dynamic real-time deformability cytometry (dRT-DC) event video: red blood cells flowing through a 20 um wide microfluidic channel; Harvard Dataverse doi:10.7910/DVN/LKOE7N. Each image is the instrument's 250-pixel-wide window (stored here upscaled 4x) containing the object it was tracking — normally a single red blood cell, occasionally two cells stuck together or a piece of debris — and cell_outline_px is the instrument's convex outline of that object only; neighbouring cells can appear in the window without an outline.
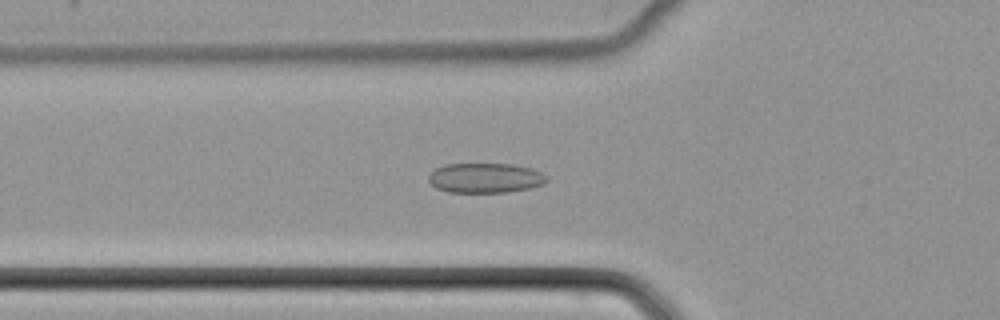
{"species": "common noctule bat (a hibernating species)", "species_latin": "Nyctalus noctula", "temperature_condition": "cold", "stored_images_in_passage": 42, "camera_frame_rate_fps": 3000, "um_per_image_px": 0.085, "animal": {"sex": "female", "body_mass_g": 22.7, "forearm_length_mm": 54.2}, "frame": {"image": 1, "passage_image": 15, "time_ms": 4.667, "image_size_px": [1000, 320], "cell_outline_px": [[548, 180], [544, 184], [528, 188], [508, 192], [448, 192], [436, 188], [428, 180], [428, 176], [436, 168], [444, 164], [512, 164], [532, 168], [548, 176]], "centroid_in_image_um": [41.26, 15.12], "position_along_channel_um": 84.5, "area_um2": 20.58}}
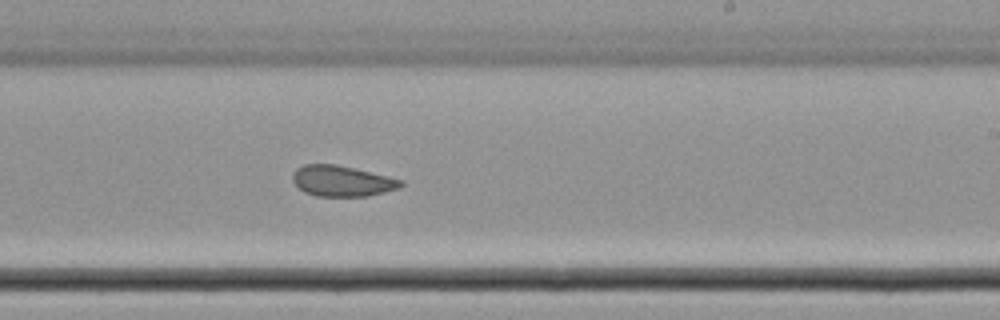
{"frame": {"image": 2, "passage_image": 28, "time_ms": 9.0, "image_size_px": [1000, 320], "cell_outline_px": [[404, 184], [400, 188], [368, 196], [316, 196], [304, 192], [292, 180], [292, 172], [296, 168], [304, 164], [336, 164], [388, 176], [404, 180]], "centroid_in_image_um": [29.07, 15.38], "position_along_channel_um": 259.9, "area_um2": 19.48}}
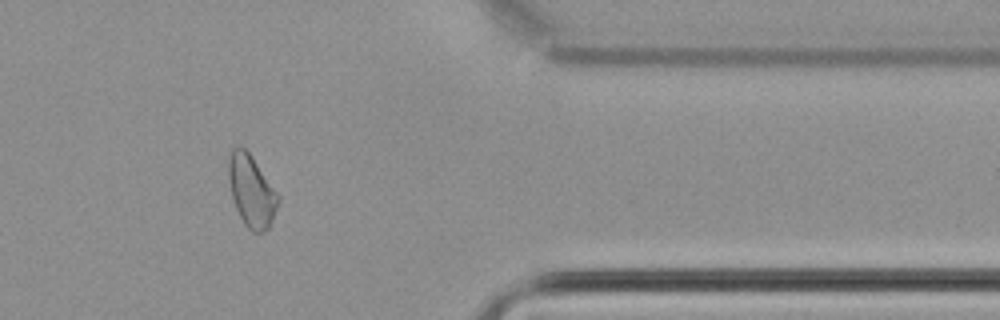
{"frame": {"image": 3, "passage_image": 39, "time_ms": 12.667, "image_size_px": [1000, 320], "cell_outline_px": [[280, 200], [272, 220], [268, 228], [264, 232], [252, 232], [244, 224], [236, 208], [232, 196], [228, 176], [228, 156], [232, 148], [240, 144], [252, 156], [280, 196]], "centroid_in_image_um": [21.37, 16.21], "position_along_channel_um": 390.0, "area_um2": 20.81}}